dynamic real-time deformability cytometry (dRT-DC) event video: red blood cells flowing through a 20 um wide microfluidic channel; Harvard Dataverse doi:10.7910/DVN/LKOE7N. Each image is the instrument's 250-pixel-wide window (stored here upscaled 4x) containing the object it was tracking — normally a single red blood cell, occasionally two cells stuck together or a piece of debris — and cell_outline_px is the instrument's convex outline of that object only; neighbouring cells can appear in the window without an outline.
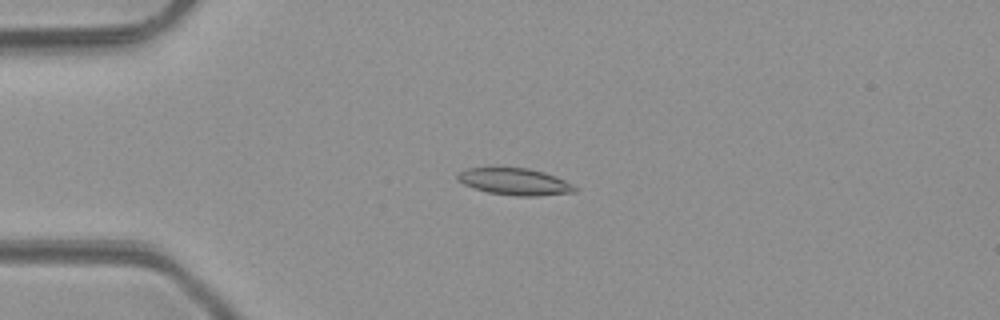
{"species": "common noctule bat (a hibernating species)", "species_latin": "Nyctalus noctula", "temperature_condition": "room temperature", "stored_images_in_passage": 3, "camera_frame_rate_fps": 3000, "um_per_image_px": 0.085, "animal": {"sex": "male", "body_mass_g": 23.1, "forearm_length_mm": 52.7}, "frame": {"image": 1, "passage_image": 2, "time_ms": 1.333, "image_size_px": [1000, 320], "cell_outline_px": [[576, 192], [536, 196], [516, 196], [488, 192], [464, 184], [456, 180], [456, 172], [468, 168], [528, 168], [544, 172], [556, 176], [572, 184], [576, 188]], "centroid_in_image_um": [43.73, 15.44], "position_along_channel_um": 41.3, "area_um2": 18.26}}